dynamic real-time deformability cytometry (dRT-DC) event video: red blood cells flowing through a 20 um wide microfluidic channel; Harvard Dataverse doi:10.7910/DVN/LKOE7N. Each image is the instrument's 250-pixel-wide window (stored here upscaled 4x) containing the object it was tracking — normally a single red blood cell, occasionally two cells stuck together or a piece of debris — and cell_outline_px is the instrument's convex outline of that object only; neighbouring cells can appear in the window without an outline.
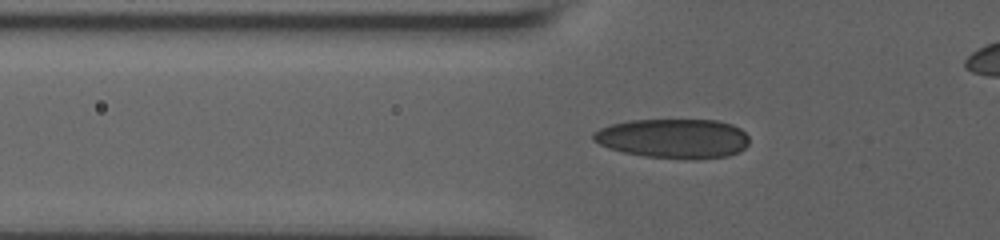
{"species": "human", "species_latin": "Homo sapiens", "temperature_condition": "room temperature", "stored_images_in_passage": 38, "camera_frame_rate_fps": 3000, "um_per_image_px": 0.085, "donor": {"sex": "male"}, "frame": {"image": 1, "passage_image": 5, "time_ms": 1.333, "image_size_px": [1000, 240], "cell_outline_px": [[748, 144], [740, 152], [728, 156], [644, 156], [624, 152], [608, 148], [592, 140], [592, 136], [600, 128], [612, 124], [628, 120], [716, 120], [732, 124], [740, 128], [748, 136]], "centroid_in_image_um": [57.22, 11.72], "position_along_channel_um": 68.6, "area_um2": 34.85}}
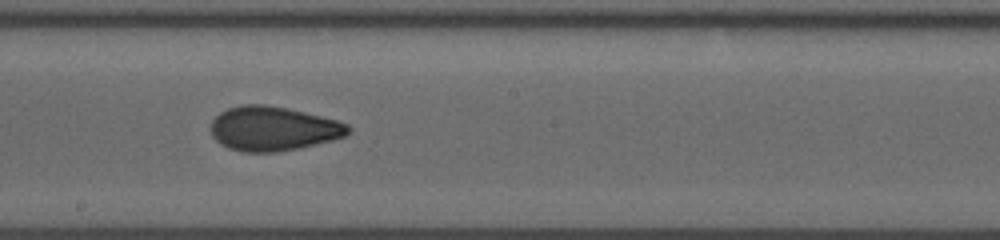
{"frame": {"image": 2, "passage_image": 18, "time_ms": 5.667, "image_size_px": [1000, 240], "cell_outline_px": [[352, 128], [344, 136], [332, 140], [296, 148], [276, 152], [244, 152], [228, 148], [220, 144], [212, 136], [212, 120], [220, 112], [228, 108], [240, 104], [264, 104], [288, 108], [336, 120], [348, 124]], "centroid_in_image_um": [23.19, 10.92], "position_along_channel_um": 225.0, "area_um2": 35.32}}
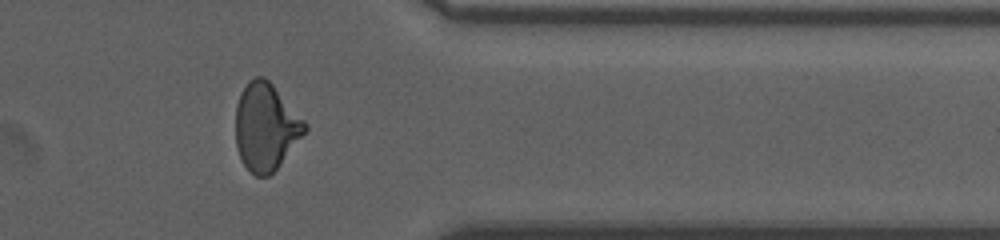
{"frame": {"image": 3, "passage_image": 32, "time_ms": 10.333, "image_size_px": [1000, 240], "cell_outline_px": [[308, 128], [280, 164], [268, 176], [256, 176], [240, 160], [236, 148], [236, 104], [240, 92], [248, 80], [256, 76], [264, 76], [272, 84], [308, 124]], "centroid_in_image_um": [22.57, 10.76], "position_along_channel_um": 388.8, "area_um2": 35.03}}